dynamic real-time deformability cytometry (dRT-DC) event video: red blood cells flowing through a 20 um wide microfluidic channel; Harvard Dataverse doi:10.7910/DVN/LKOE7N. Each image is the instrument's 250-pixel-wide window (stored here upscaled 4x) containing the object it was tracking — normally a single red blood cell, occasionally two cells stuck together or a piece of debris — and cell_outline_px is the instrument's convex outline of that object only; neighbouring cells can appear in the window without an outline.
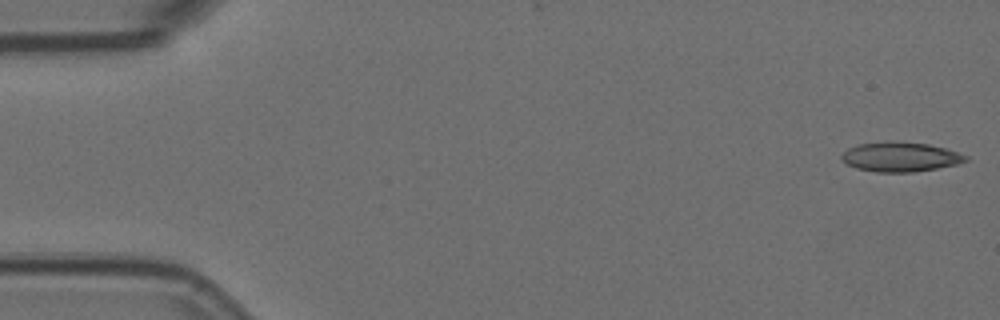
{"species": "Egyptian fruit bat (a non-hibernating species)", "species_latin": "Rousettus aegyptiacus", "temperature_condition": "room temperature", "stored_images_in_passage": 12, "camera_frame_rate_fps": 3000, "um_per_image_px": 0.085, "animal": {"sex": "female"}, "frame": {"image": 1, "passage_image": 1, "time_ms": 0.0, "image_size_px": [1000, 320], "cell_outline_px": [[968, 160], [956, 164], [936, 168], [912, 172], [876, 172], [856, 168], [848, 164], [840, 156], [848, 148], [860, 144], [888, 140], [928, 144], [944, 148], [968, 156]], "centroid_in_image_um": [76.51, 13.32], "position_along_channel_um": 8.5, "area_um2": 21.21}}